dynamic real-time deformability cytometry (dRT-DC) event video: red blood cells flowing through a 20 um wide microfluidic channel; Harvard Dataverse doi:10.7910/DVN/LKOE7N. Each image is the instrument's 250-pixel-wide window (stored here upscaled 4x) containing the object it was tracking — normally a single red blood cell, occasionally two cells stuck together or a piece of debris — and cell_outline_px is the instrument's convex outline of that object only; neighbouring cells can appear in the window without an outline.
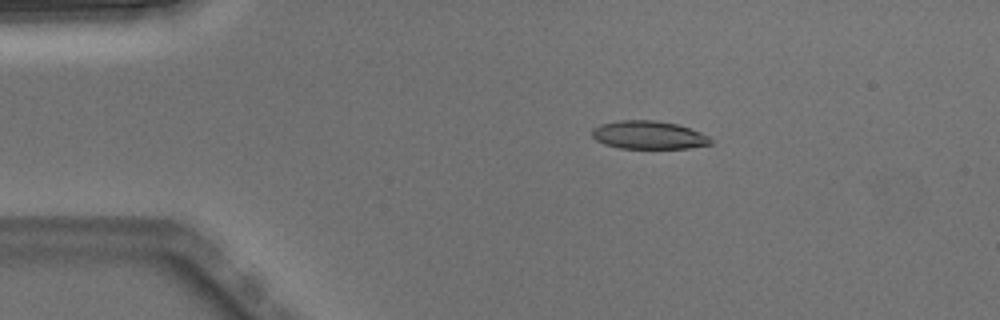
{"species": "Egyptian fruit bat (a non-hibernating species)", "species_latin": "Rousettus aegyptiacus", "temperature_condition": "warm", "stored_images_in_passage": 4, "camera_frame_rate_fps": 3000, "um_per_image_px": 0.085, "animal": {"sex": "male"}, "frame": {"image": 1, "passage_image": 2, "time_ms": 0.333, "image_size_px": [1000, 320], "cell_outline_px": [[712, 144], [688, 148], [620, 148], [604, 144], [596, 140], [592, 136], [592, 128], [600, 124], [620, 120], [652, 120], [676, 124], [700, 132], [708, 136], [712, 140]], "centroid_in_image_um": [55.11, 11.48], "position_along_channel_um": 29.9, "area_um2": 19.36}}
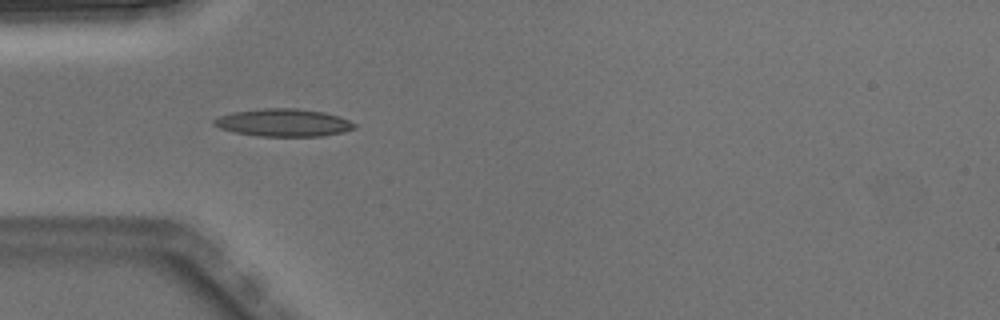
{"frame": {"image": 2, "passage_image": 3, "time_ms": 0.667, "image_size_px": [1000, 320], "cell_outline_px": [[356, 128], [344, 132], [324, 136], [260, 136], [236, 132], [220, 128], [212, 124], [212, 120], [220, 116], [232, 112], [264, 108], [296, 108], [324, 112], [340, 116], [356, 124]], "centroid_in_image_um": [24.12, 10.42], "position_along_channel_um": 60.9, "area_um2": 22.66}}